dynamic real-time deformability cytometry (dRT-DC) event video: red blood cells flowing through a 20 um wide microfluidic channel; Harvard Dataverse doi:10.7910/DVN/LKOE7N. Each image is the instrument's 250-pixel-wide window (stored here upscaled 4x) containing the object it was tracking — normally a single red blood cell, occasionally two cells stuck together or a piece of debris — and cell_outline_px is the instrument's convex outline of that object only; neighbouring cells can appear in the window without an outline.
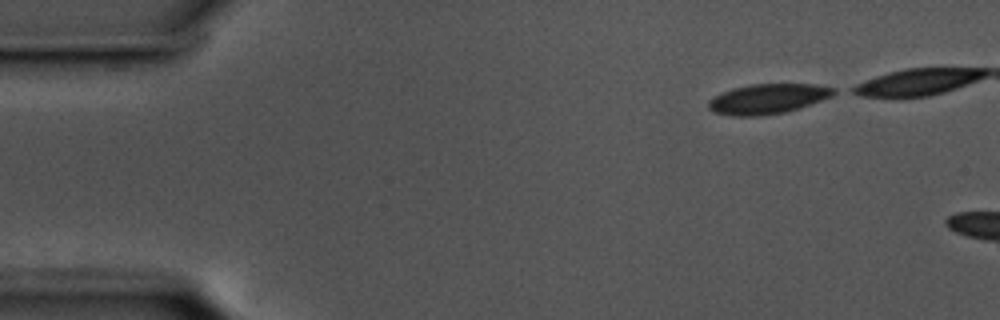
{"species": "common noctule bat (a hibernating species)", "species_latin": "Nyctalus noctula", "temperature_condition": "cold", "stored_images_in_passage": 5, "camera_frame_rate_fps": 3000, "um_per_image_px": 0.085, "animal": {"sex": "male", "body_mass_g": 17.5, "forearm_length_mm": 52.3}, "frame": {"image": 1, "passage_image": 1, "time_ms": 0.0, "image_size_px": [1000, 320], "cell_outline_px": [[840, 92], [832, 96], [784, 112], [756, 116], [732, 116], [716, 112], [708, 108], [708, 100], [732, 88], [752, 84], [816, 84], [836, 88]], "centroid_in_image_um": [65.29, 8.38], "position_along_channel_um": 19.7, "area_um2": 21.62}}